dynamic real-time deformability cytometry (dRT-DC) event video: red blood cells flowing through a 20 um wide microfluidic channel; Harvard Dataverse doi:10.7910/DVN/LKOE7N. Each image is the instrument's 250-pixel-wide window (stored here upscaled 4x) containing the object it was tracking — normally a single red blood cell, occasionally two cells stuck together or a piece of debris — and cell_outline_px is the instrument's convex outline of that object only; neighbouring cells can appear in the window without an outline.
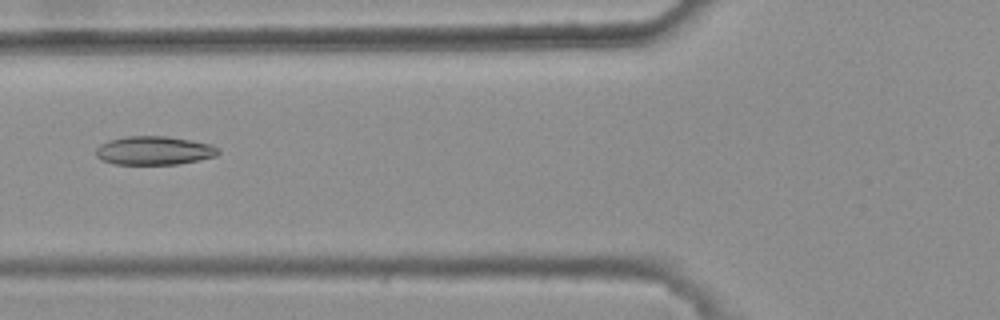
{"species": "common noctule bat (a hibernating species)", "species_latin": "Nyctalus noctula", "temperature_condition": "warm", "stored_images_in_passage": 48, "camera_frame_rate_fps": 3000, "um_per_image_px": 0.085, "animal": {"sex": "female", "body_mass_g": 25.1}, "frame": {"image": 1, "passage_image": 21, "time_ms": 6.667, "image_size_px": [1000, 320], "cell_outline_px": [[220, 152], [216, 156], [200, 160], [176, 164], [112, 164], [100, 160], [96, 156], [96, 148], [100, 144], [108, 140], [128, 136], [168, 136], [212, 144]], "centroid_in_image_um": [13.07, 12.8], "position_along_channel_um": 112.7, "area_um2": 20.52}}
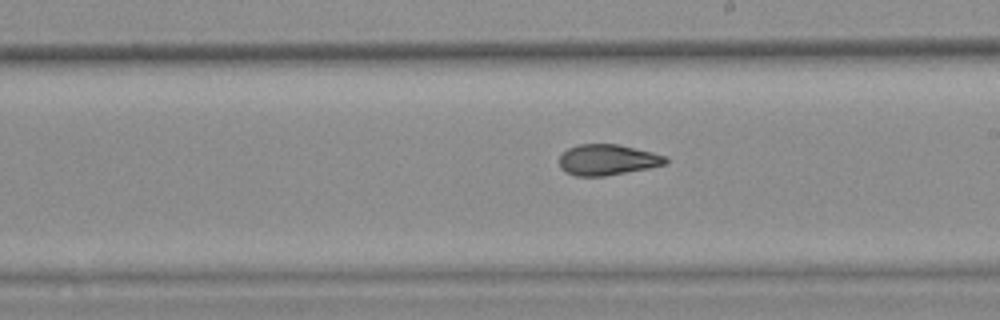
{"frame": {"image": 2, "passage_image": 31, "time_ms": 10.0, "image_size_px": [1000, 320], "cell_outline_px": [[668, 164], [648, 168], [604, 176], [576, 176], [564, 172], [560, 168], [560, 156], [568, 148], [580, 144], [620, 144], [652, 152], [664, 156], [668, 160]], "centroid_in_image_um": [51.63, 13.58], "position_along_channel_um": 237.4, "area_um2": 19.07}}
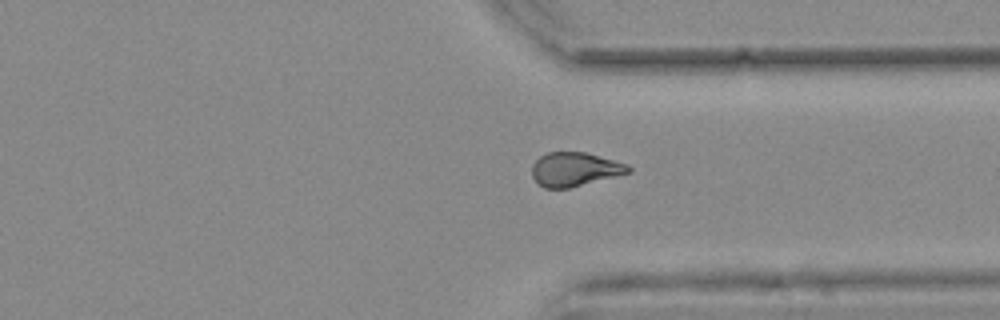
{"frame": {"image": 3, "passage_image": 41, "time_ms": 13.333, "image_size_px": [1000, 320], "cell_outline_px": [[632, 172], [568, 188], [544, 188], [536, 184], [532, 176], [532, 164], [540, 156], [548, 152], [584, 152], [628, 164], [632, 168]], "centroid_in_image_um": [48.83, 14.39], "position_along_channel_um": 362.6, "area_um2": 19.07}, "authors_computed_cell_mechanics": {"area_um2": 19.7098, "velocity_mm_per_s": 3.7401, "shape_relaxation_time_tau1_ms": null, "shape_relaxation_time_tau2_ms": 2.7392, "deformation_change_tau1": null, "deformation_change_tau2": 0.0935}}